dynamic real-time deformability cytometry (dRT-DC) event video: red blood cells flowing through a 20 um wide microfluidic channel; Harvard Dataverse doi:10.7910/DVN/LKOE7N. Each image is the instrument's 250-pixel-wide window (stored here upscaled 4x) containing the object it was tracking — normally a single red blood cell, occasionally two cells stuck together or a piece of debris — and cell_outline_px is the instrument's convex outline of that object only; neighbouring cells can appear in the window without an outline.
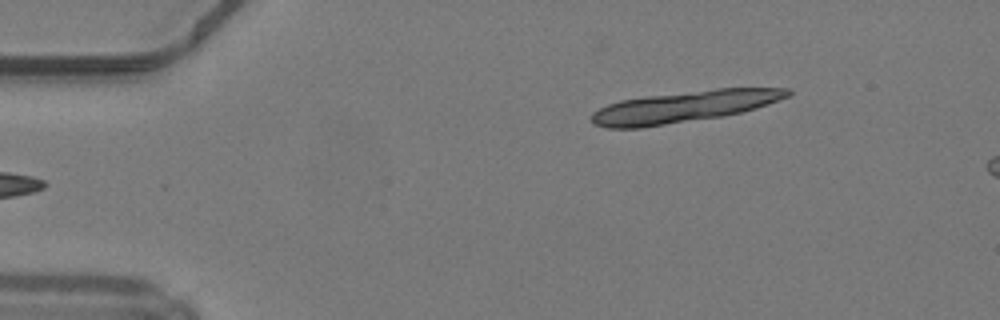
{"species": "common noctule bat (a hibernating species)", "species_latin": "Nyctalus noctula", "temperature_condition": "warm", "stored_images_in_passage": 6, "segment_of_instrument_passage": [1, 3], "camera_frame_rate_fps": 3000, "um_per_image_px": 0.085, "animal": {"sex": "male", "body_mass_g": 19.2, "forearm_length_mm": 51.8}, "frame": {"image": 1, "passage_image": 2, "time_ms": 0.333, "image_size_px": [1000, 320], "cell_outline_px": [[700, 112], [692, 116], [656, 124], [604, 124], [608, 108], [616, 104], [632, 100], [676, 96], [700, 96]], "centroid_in_image_um": [55.52, 9.38], "position_along_channel_um": 29.5, "area_um2": 15.32}}